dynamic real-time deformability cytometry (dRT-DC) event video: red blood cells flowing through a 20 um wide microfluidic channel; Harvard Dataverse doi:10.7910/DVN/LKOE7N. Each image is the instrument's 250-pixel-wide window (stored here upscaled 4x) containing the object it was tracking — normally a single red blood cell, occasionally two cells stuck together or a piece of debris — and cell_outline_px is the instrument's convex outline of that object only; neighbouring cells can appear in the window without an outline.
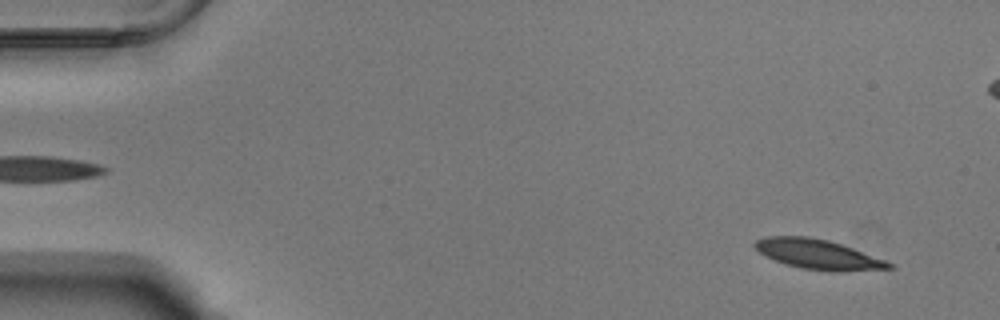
{"species": "Egyptian fruit bat (a non-hibernating species)", "species_latin": "Rousettus aegyptiacus", "temperature_condition": "warm", "stored_images_in_passage": 54, "camera_frame_rate_fps": 3000, "um_per_image_px": 0.085, "animal": {"sex": "male"}, "frame": {"image": 1, "passage_image": 3, "time_ms": 0.667, "image_size_px": [1000, 320], "cell_outline_px": [[896, 268], [844, 272], [828, 272], [800, 268], [784, 264], [760, 252], [752, 244], [756, 240], [764, 236], [808, 236], [828, 240], [888, 260], [896, 264]], "centroid_in_image_um": [69.61, 21.64], "position_along_channel_um": 15.4, "area_um2": 23.64}}
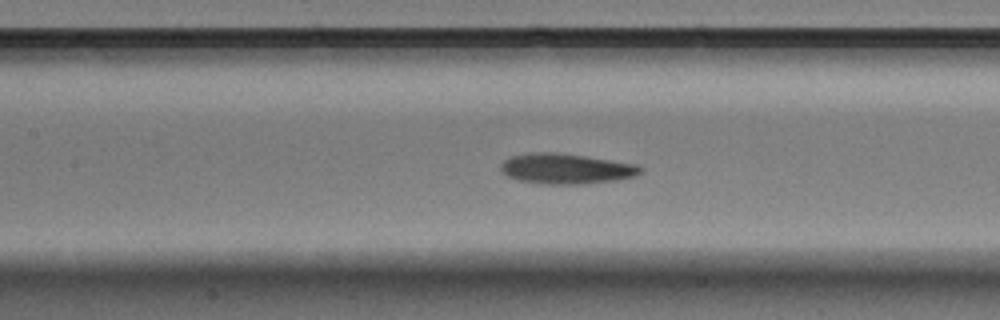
{"frame": {"image": 2, "passage_image": 24, "time_ms": 7.667, "image_size_px": [1000, 320], "cell_outline_px": [[644, 172], [636, 176], [620, 180], [584, 184], [540, 184], [516, 180], [508, 176], [500, 168], [500, 164], [504, 160], [512, 156], [528, 152], [556, 152], [584, 156], [636, 164], [644, 168]], "centroid_in_image_um": [48.14, 14.35], "position_along_channel_um": 159.3, "area_um2": 25.03}}
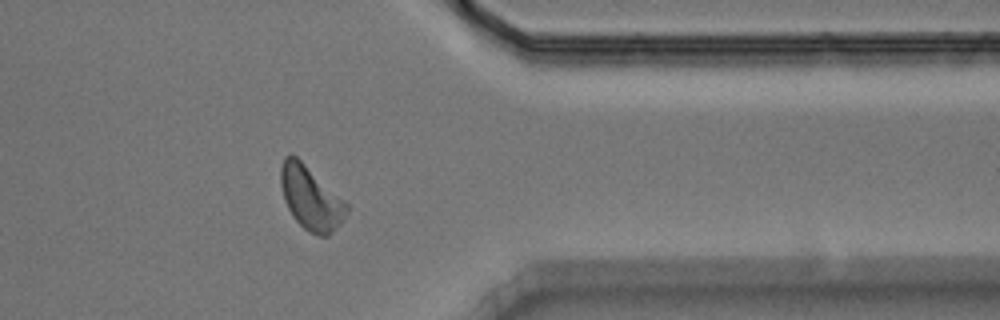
{"frame": {"image": 3, "passage_image": 43, "time_ms": 14.0, "image_size_px": [1000, 320], "cell_outline_px": [[348, 212], [340, 224], [328, 236], [320, 236], [308, 232], [292, 216], [284, 200], [280, 184], [280, 168], [284, 156], [288, 152], [296, 156], [344, 200], [348, 204]], "centroid_in_image_um": [26.39, 16.83], "position_along_channel_um": 385.0, "area_um2": 24.33}, "authors_computed_cell_mechanics": {"area_um2": 23.4957, "velocity_mm_per_s": 3.7364, "shape_relaxation_time_tau1_ms": 2.4435, "shape_relaxation_time_tau2_ms": 2.935, "deformation_change_tau1": 0.1105, "deformation_change_tau2": 0.1069}}